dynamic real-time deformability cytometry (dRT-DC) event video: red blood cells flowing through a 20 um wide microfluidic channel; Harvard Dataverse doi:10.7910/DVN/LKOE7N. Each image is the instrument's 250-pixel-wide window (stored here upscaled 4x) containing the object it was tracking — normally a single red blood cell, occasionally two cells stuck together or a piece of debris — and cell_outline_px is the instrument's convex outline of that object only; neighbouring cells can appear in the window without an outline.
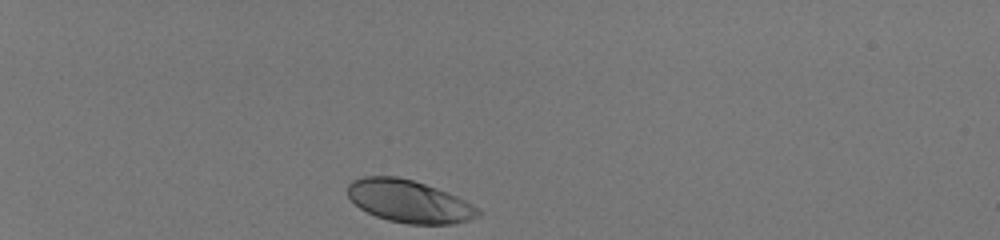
{"species": "human", "species_latin": "Homo sapiens", "temperature_condition": "room temperature", "stored_images_in_passage": 33, "camera_frame_rate_fps": 3000, "um_per_image_px": 0.085, "donor": {"sex": "male"}, "frame": {"image": 1, "passage_image": 1, "time_ms": 0.0, "image_size_px": [1000, 240], "cell_outline_px": [[484, 212], [480, 216], [468, 220], [452, 224], [408, 224], [388, 220], [376, 216], [360, 208], [348, 196], [348, 184], [352, 180], [364, 176], [396, 176], [412, 180], [448, 192], [480, 208]], "centroid_in_image_um": [34.8, 17.11], "position_along_channel_um": 50.2, "area_um2": 32.31}}
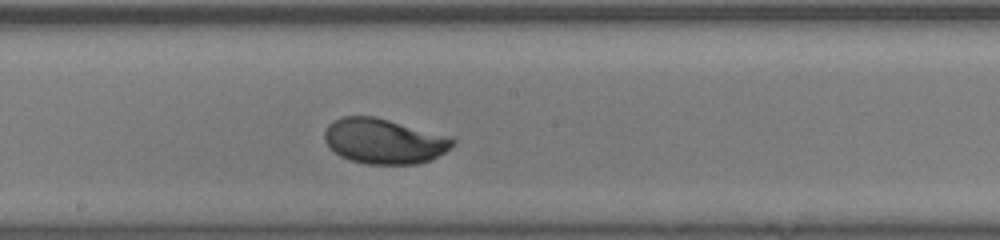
{"frame": {"image": 2, "passage_image": 18, "time_ms": 5.667, "image_size_px": [1000, 240], "cell_outline_px": [[456, 144], [432, 160], [416, 164], [364, 164], [348, 160], [340, 156], [324, 140], [324, 132], [328, 124], [332, 120], [340, 116], [372, 116], [388, 120], [444, 136], [456, 140]], "centroid_in_image_um": [32.58, 12.01], "position_along_channel_um": 215.6, "area_um2": 33.41}}
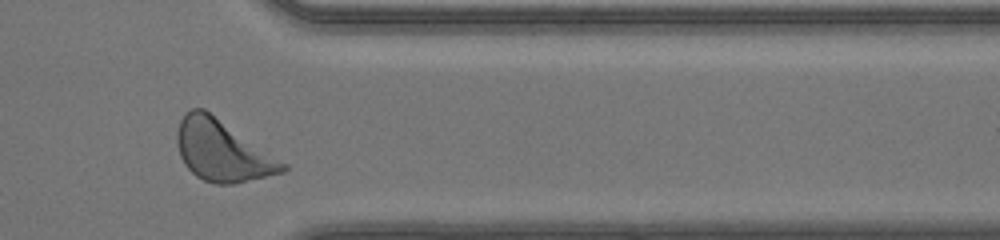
{"frame": {"image": 3, "passage_image": 31, "time_ms": 10.0, "image_size_px": [1000, 240], "cell_outline_px": [[288, 168], [284, 172], [232, 184], [216, 184], [204, 180], [196, 176], [184, 164], [180, 156], [176, 140], [176, 132], [180, 120], [192, 108], [204, 108], [288, 164]], "centroid_in_image_um": [18.89, 12.82], "position_along_channel_um": 392.5, "area_um2": 37.34}, "authors_computed_cell_mechanics": {"area_um2": 33.2928, "velocity_mm_per_s": 4.0999, "shape_relaxation_time_tau1_ms": 1.1759, "shape_relaxation_time_tau2_ms": null, "deformation_change_tau1": 0.1049, "deformation_change_tau2": null}}